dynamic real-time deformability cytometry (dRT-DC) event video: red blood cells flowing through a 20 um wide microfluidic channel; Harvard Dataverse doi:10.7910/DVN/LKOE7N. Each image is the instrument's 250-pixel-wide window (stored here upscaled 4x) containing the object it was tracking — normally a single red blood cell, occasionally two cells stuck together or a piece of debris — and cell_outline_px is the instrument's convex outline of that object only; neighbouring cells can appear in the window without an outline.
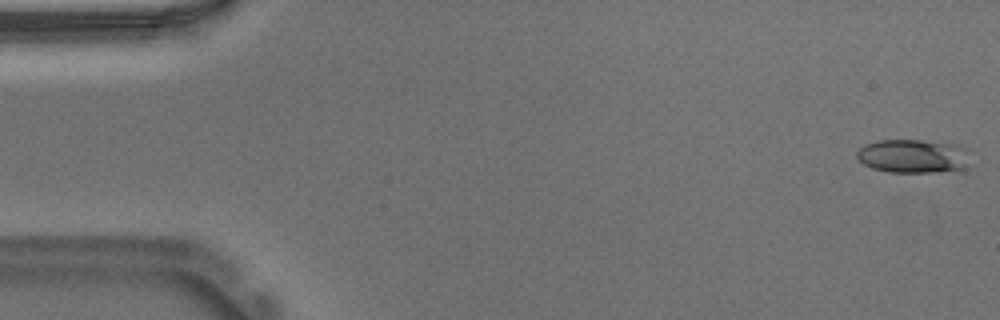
{"species": "Egyptian fruit bat (a non-hibernating species)", "species_latin": "Rousettus aegyptiacus", "temperature_condition": "warm", "stored_images_in_passage": 8, "camera_frame_rate_fps": 3000, "um_per_image_px": 0.085, "animal": {"sex": "male"}, "frame": {"image": 1, "passage_image": 1, "time_ms": 0.0, "image_size_px": [1000, 320], "cell_outline_px": [[976, 164], [964, 168], [932, 172], [888, 172], [872, 168], [864, 164], [856, 156], [856, 152], [864, 144], [880, 140], [924, 140], [956, 144], [972, 148]], "centroid_in_image_um": [77.79, 13.26], "position_along_channel_um": 7.2, "area_um2": 23.18}}